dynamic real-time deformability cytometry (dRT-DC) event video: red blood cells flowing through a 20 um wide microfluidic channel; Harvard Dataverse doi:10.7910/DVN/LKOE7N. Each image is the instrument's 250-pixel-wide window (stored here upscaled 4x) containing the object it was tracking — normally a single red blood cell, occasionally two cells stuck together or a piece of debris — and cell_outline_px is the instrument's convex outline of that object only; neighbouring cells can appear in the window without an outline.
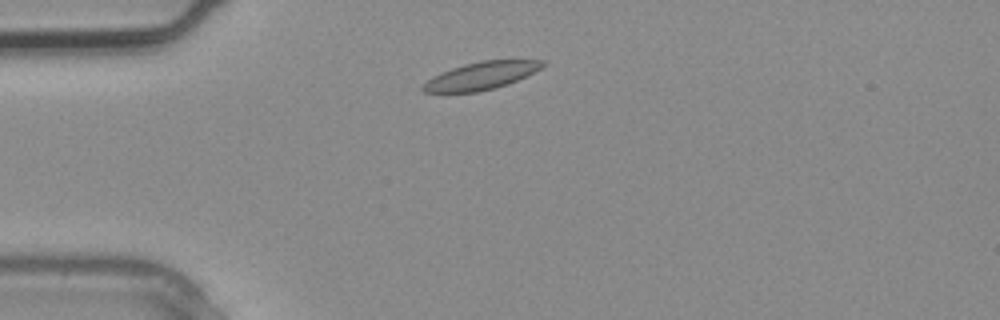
{"species": "common noctule bat (a hibernating species)", "species_latin": "Nyctalus noctula", "temperature_condition": "warm", "stored_images_in_passage": 3, "camera_frame_rate_fps": 3000, "um_per_image_px": 0.085, "animal": {"sex": "male", "body_mass_g": 20.4}, "frame": {"image": 1, "passage_image": 3, "time_ms": 0.667, "image_size_px": [1000, 320], "cell_outline_px": [[548, 64], [508, 84], [496, 88], [476, 92], [424, 92], [420, 88], [432, 76], [440, 72], [464, 64], [480, 60], [548, 60]], "centroid_in_image_um": [40.9, 6.43], "position_along_channel_um": 44.1, "area_um2": 19.19}}